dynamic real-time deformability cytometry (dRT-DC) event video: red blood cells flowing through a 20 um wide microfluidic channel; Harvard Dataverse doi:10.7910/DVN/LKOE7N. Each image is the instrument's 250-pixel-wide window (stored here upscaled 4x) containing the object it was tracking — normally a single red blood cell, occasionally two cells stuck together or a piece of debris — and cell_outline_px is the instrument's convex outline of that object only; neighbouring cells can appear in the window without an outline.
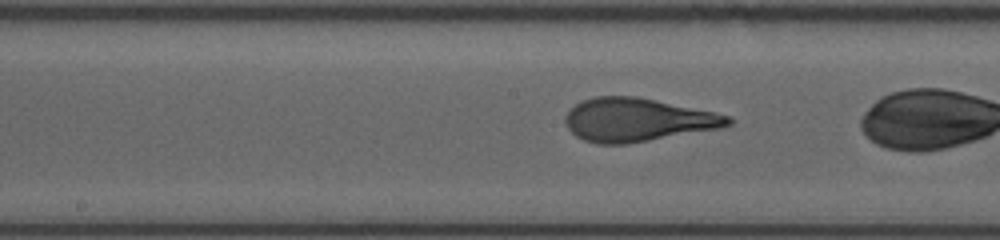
{"species": "human", "species_latin": "Homo sapiens", "temperature_condition": "room temperature", "stored_images_in_passage": 55, "camera_frame_rate_fps": 3000, "um_per_image_px": 0.085, "donor": {"sex": "female"}, "frame": {"image": 1, "passage_image": 37, "time_ms": 8.333, "image_size_px": [1000, 240], "cell_outline_px": [[732, 124], [720, 128], [624, 144], [596, 144], [584, 140], [576, 136], [568, 128], [564, 120], [564, 116], [576, 104], [584, 100], [596, 96], [636, 96], [716, 112], [728, 116], [732, 120]], "centroid_in_image_um": [54.17, 10.18], "position_along_channel_um": 194.0, "area_um2": 40.81}}